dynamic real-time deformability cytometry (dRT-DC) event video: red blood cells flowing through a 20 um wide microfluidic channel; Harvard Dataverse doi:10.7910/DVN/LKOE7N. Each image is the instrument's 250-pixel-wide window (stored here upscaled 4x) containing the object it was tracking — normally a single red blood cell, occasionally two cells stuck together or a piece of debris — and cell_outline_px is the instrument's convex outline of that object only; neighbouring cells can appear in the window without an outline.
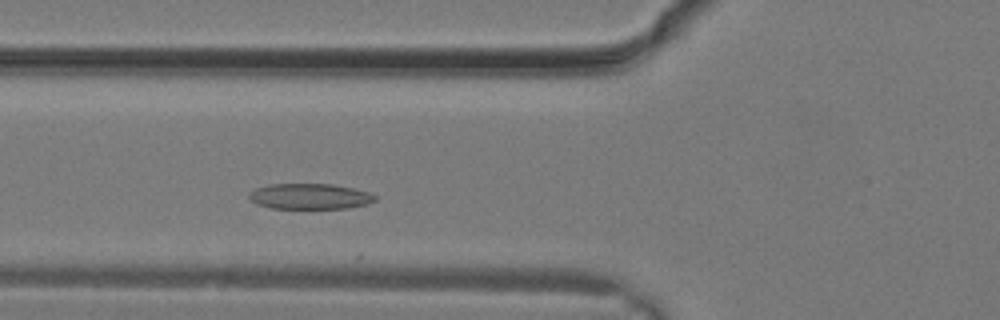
{"species": "common noctule bat (a hibernating species)", "species_latin": "Nyctalus noctula", "temperature_condition": "warm", "stored_images_in_passage": 6, "camera_frame_rate_fps": 3000, "um_per_image_px": 0.085, "animal": {"sex": "male", "body_mass_g": 19.2, "forearm_length_mm": 51.8}, "frame": {"image": 1, "passage_image": 6, "time_ms": 1.667, "image_size_px": [1000, 320], "cell_outline_px": [[376, 200], [368, 204], [348, 208], [272, 208], [256, 204], [248, 196], [248, 192], [256, 188], [272, 184], [332, 184], [352, 188], [368, 192], [376, 196]], "centroid_in_image_um": [26.33, 16.69], "position_along_channel_um": 99.5, "area_um2": 18.73}}